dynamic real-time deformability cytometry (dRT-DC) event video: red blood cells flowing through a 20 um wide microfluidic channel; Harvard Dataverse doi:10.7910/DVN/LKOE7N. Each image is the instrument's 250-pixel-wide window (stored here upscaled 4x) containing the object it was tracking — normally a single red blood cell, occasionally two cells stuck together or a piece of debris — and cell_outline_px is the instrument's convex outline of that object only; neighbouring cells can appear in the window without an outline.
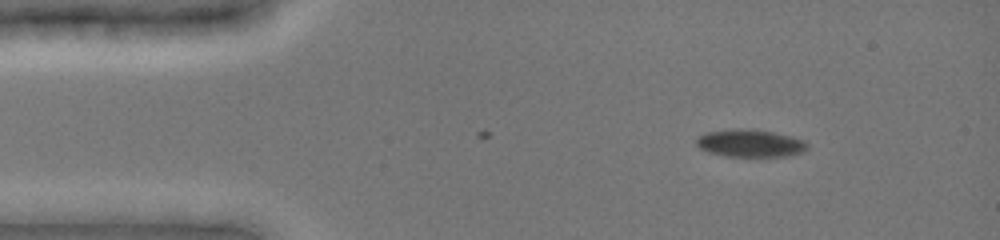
{"species": "common noctule bat (a hibernating species)", "species_latin": "Nyctalus noctula", "temperature_condition": "cold", "stored_images_in_passage": 12, "camera_frame_rate_fps": 3000, "um_per_image_px": 0.085, "animal": {"sex": "female", "body_mass_g": 19.0, "forearm_length_mm": 51.5}, "frame": {"image": 1, "passage_image": 1, "time_ms": 0.0, "image_size_px": [1000, 240], "cell_outline_px": [[808, 148], [804, 152], [788, 156], [724, 156], [708, 152], [700, 148], [696, 144], [696, 136], [704, 132], [740, 128], [772, 132], [792, 136], [804, 140], [808, 144]], "centroid_in_image_um": [63.75, 12.17], "position_along_channel_um": 21.2, "area_um2": 17.92}}
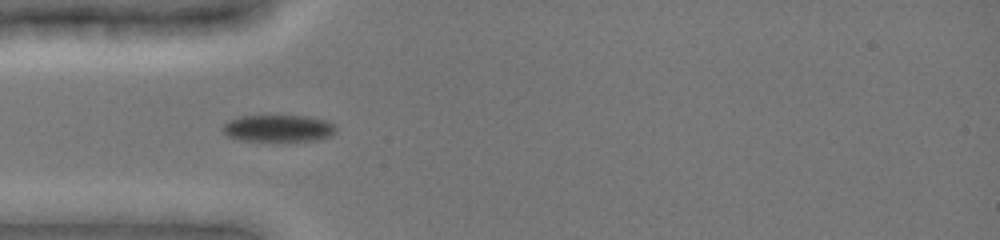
{"frame": {"image": 2, "passage_image": 11, "time_ms": 2.667, "image_size_px": [1000, 240], "cell_outline_px": [[336, 132], [328, 136], [316, 140], [280, 144], [244, 140], [228, 136], [220, 128], [228, 120], [240, 116], [312, 116], [324, 120], [332, 124], [336, 128]], "centroid_in_image_um": [23.64, 10.95], "position_along_channel_um": 61.4, "area_um2": 18.5}}